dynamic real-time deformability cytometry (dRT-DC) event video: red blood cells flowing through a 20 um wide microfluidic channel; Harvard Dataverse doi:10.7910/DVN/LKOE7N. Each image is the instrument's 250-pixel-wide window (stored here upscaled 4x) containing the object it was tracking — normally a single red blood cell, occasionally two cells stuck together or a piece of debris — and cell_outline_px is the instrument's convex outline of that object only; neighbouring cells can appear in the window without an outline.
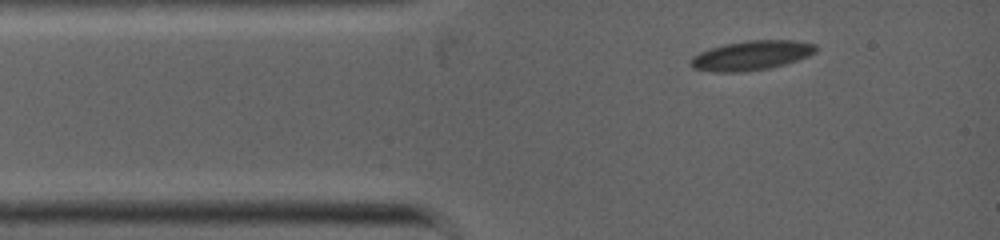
{"species": "common noctule bat (a hibernating species)", "species_latin": "Nyctalus noctula", "temperature_condition": "warm", "stored_images_in_passage": 2, "camera_frame_rate_fps": 5000, "um_per_image_px": 0.085, "animal": {"sex": "female", "body_mass_g": 19.0, "forearm_length_mm": 53.3}, "frame": {"image": 1, "passage_image": 2, "time_ms": 0.4, "image_size_px": [1000, 240], "cell_outline_px": [[816, 52], [808, 56], [784, 64], [768, 68], [740, 72], [716, 72], [692, 68], [688, 64], [692, 56], [700, 52], [724, 44], [748, 40], [796, 40], [816, 44]], "centroid_in_image_um": [63.85, 4.71], "position_along_channel_um": 21.2, "area_um2": 21.44}}